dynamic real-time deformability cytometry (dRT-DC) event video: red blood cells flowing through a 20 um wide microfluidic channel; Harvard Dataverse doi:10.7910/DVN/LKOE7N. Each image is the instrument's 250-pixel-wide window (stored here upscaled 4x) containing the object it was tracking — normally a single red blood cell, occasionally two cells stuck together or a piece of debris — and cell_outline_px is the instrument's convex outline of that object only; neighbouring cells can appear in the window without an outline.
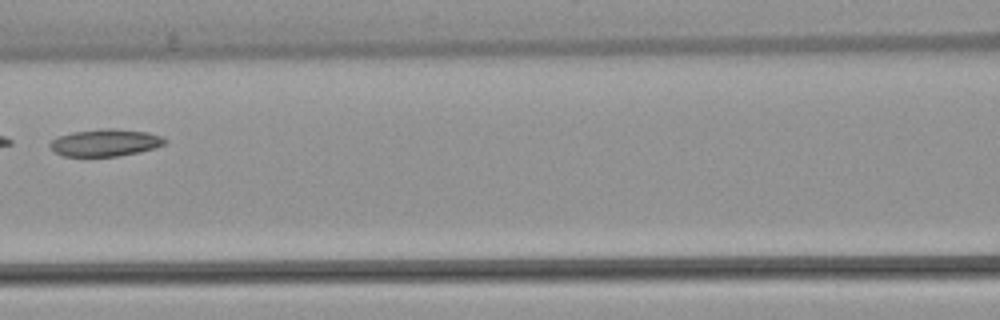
{"species": "common noctule bat (a hibernating species)", "species_latin": "Nyctalus noctula", "temperature_condition": "warm", "stored_images_in_passage": 6, "camera_frame_rate_fps": 3000, "um_per_image_px": 0.085, "animal": {"sex": "female", "body_mass_g": 22.7, "forearm_length_mm": 54.2}, "frame": {"image": 1, "passage_image": 5, "time_ms": 5.667, "image_size_px": [1000, 320], "cell_outline_px": [[168, 140], [164, 144], [156, 148], [140, 152], [116, 156], [64, 156], [56, 152], [48, 144], [56, 136], [72, 132], [104, 128], [112, 128], [148, 132], [160, 136]], "centroid_in_image_um": [8.96, 12.12], "position_along_channel_um": 157.6, "area_um2": 18.21}}